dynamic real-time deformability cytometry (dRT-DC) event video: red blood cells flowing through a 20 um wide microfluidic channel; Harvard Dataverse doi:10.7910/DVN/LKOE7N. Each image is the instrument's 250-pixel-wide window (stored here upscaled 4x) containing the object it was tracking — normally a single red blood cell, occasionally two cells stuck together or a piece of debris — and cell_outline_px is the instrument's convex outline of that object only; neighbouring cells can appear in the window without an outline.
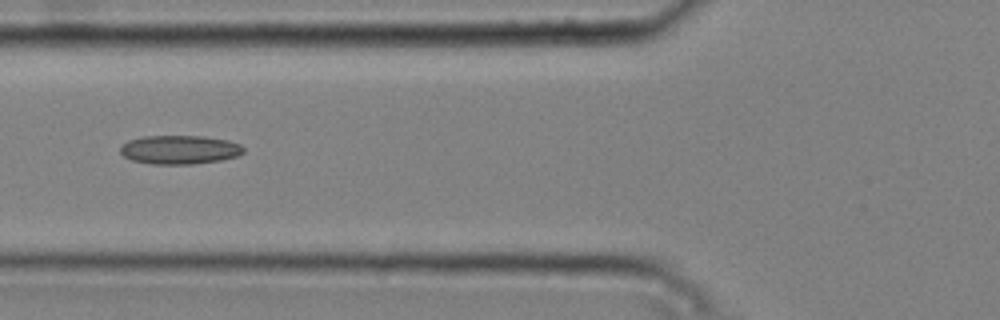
{"species": "common noctule bat (a hibernating species)", "species_latin": "Nyctalus noctula", "temperature_condition": "cold", "stored_images_in_passage": 8, "camera_frame_rate_fps": 3000, "um_per_image_px": 0.085, "animal": {"sex": "male", "body_mass_g": 20.4}, "frame": {"image": 1, "passage_image": 5, "time_ms": 1.333, "image_size_px": [1000, 320], "cell_outline_px": [[244, 152], [236, 156], [220, 160], [192, 164], [152, 164], [132, 160], [124, 156], [120, 152], [120, 144], [128, 140], [144, 136], [204, 136], [228, 140], [240, 144], [244, 148]], "centroid_in_image_um": [15.24, 12.72], "position_along_channel_um": 110.6, "area_um2": 20.75}}
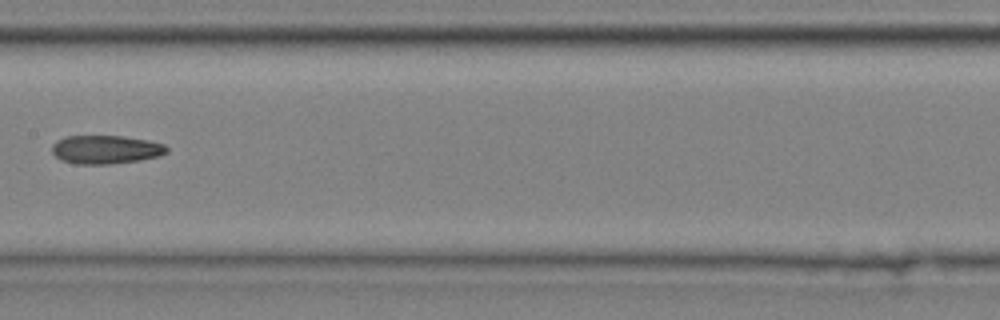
{"frame": {"image": 2, "passage_image": 7, "time_ms": 2.0, "image_size_px": [1000, 320], "cell_outline_px": [[168, 152], [160, 156], [140, 160], [108, 164], [76, 164], [60, 160], [52, 152], [52, 144], [56, 140], [64, 136], [124, 136], [148, 140], [164, 144], [168, 148]], "centroid_in_image_um": [8.98, 12.71], "position_along_channel_um": 198.4, "area_um2": 19.25}}
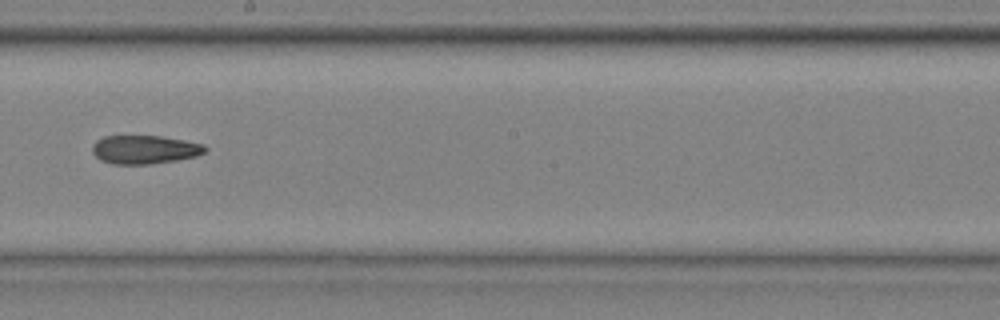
{"frame": {"image": 3, "passage_image": 8, "time_ms": 2.333, "image_size_px": [1000, 320], "cell_outline_px": [[208, 148], [204, 152], [196, 156], [176, 160], [148, 164], [112, 164], [100, 160], [92, 152], [92, 144], [96, 140], [104, 136], [160, 136], [184, 140], [204, 144]], "centroid_in_image_um": [12.27, 12.71], "position_along_channel_um": 235.9, "area_um2": 18.79}}